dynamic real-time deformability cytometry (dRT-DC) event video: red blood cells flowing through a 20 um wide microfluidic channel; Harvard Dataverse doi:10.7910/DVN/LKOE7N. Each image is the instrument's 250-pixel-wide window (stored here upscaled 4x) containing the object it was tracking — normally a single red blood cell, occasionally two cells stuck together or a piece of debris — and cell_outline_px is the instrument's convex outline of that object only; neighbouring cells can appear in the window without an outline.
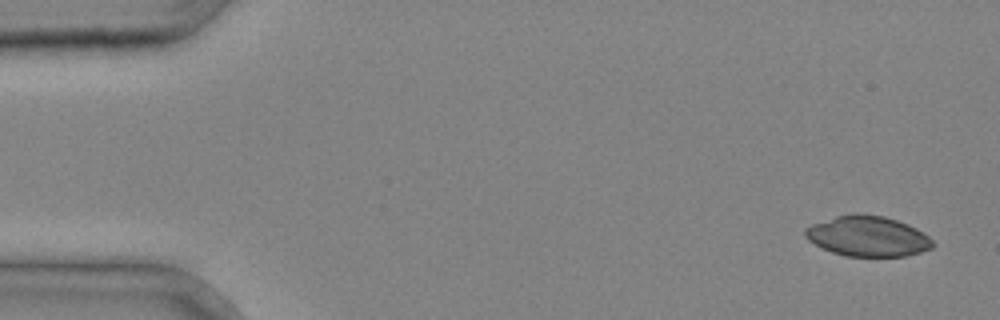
{"species": "common noctule bat (a hibernating species)", "species_latin": "Nyctalus noctula", "temperature_condition": "cold", "stored_images_in_passage": 3, "camera_frame_rate_fps": 3000, "um_per_image_px": 0.085, "animal": {"sex": "male", "body_mass_g": 20.4}, "frame": {"image": 1, "passage_image": 1, "time_ms": 0.0, "image_size_px": [1000, 320], "cell_outline_px": [[936, 244], [932, 248], [920, 252], [904, 256], [844, 256], [832, 252], [808, 240], [804, 236], [804, 228], [812, 224], [836, 216], [852, 212], [856, 212], [884, 216], [908, 224], [916, 228], [928, 236]], "centroid_in_image_um": [73.75, 20.06], "position_along_channel_um": 11.3, "area_um2": 30.11}}